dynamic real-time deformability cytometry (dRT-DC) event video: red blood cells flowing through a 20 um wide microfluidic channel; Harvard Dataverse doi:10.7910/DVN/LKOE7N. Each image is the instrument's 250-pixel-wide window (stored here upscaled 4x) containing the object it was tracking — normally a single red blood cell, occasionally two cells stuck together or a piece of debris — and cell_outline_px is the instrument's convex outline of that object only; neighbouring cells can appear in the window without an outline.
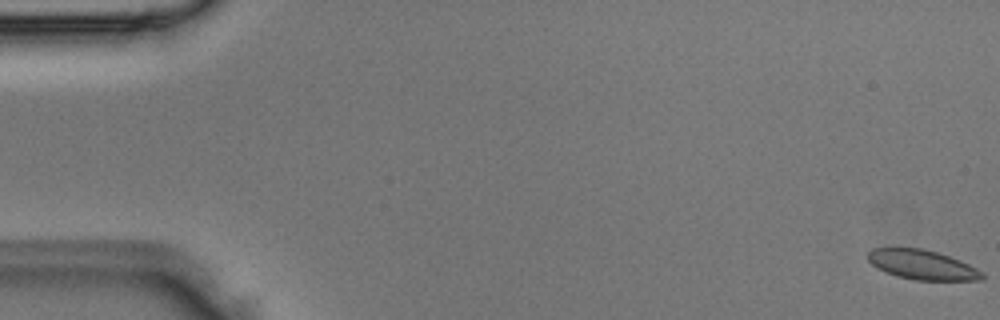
{"species": "Egyptian fruit bat (a non-hibernating species)", "species_latin": "Rousettus aegyptiacus", "temperature_condition": "room temperature", "stored_images_in_passage": 6, "segment_of_instrument_passage": [1, 2], "camera_frame_rate_fps": 3000, "um_per_image_px": 0.085, "animal": {"sex": "male"}, "frame": {"image": 1, "passage_image": 1, "time_ms": 0.0, "image_size_px": [1000, 320], "cell_outline_px": [[984, 280], [916, 280], [896, 276], [884, 272], [876, 268], [868, 260], [868, 252], [872, 248], [924, 248], [960, 260], [984, 272]], "centroid_in_image_um": [78.38, 22.51], "position_along_channel_um": 6.6, "area_um2": 19.77}}